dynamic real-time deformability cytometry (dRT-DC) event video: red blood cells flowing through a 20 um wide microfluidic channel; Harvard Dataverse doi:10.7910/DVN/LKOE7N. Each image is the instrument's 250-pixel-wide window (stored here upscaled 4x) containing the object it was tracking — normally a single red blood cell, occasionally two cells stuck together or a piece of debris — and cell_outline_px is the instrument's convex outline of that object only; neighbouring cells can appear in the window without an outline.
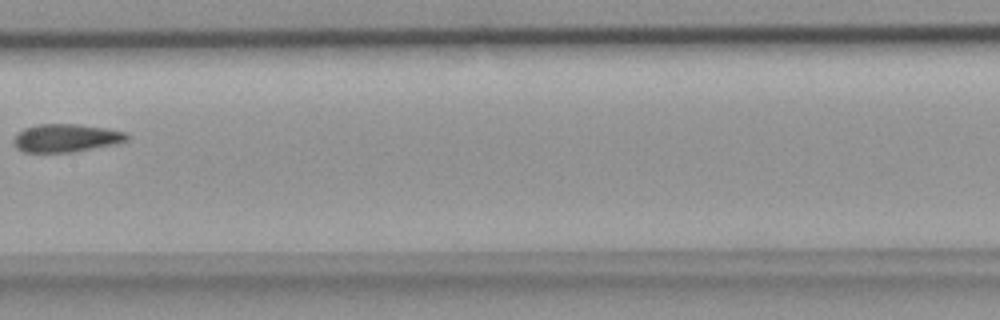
{"species": "common noctule bat (a hibernating species)", "species_latin": "Nyctalus noctula", "temperature_condition": "room temperature", "stored_images_in_passage": 5, "camera_frame_rate_fps": 3000, "um_per_image_px": 0.085, "animal": {"sex": "female", "body_mass_g": 18.4}, "frame": {"image": 1, "passage_image": 5, "time_ms": 1.333, "image_size_px": [1000, 320], "cell_outline_px": [[132, 136], [128, 140], [120, 144], [72, 152], [24, 152], [16, 148], [12, 140], [24, 128], [36, 124], [76, 124], [104, 128], [128, 132]], "centroid_in_image_um": [5.69, 11.74], "position_along_channel_um": 201.7, "area_um2": 18.79}}